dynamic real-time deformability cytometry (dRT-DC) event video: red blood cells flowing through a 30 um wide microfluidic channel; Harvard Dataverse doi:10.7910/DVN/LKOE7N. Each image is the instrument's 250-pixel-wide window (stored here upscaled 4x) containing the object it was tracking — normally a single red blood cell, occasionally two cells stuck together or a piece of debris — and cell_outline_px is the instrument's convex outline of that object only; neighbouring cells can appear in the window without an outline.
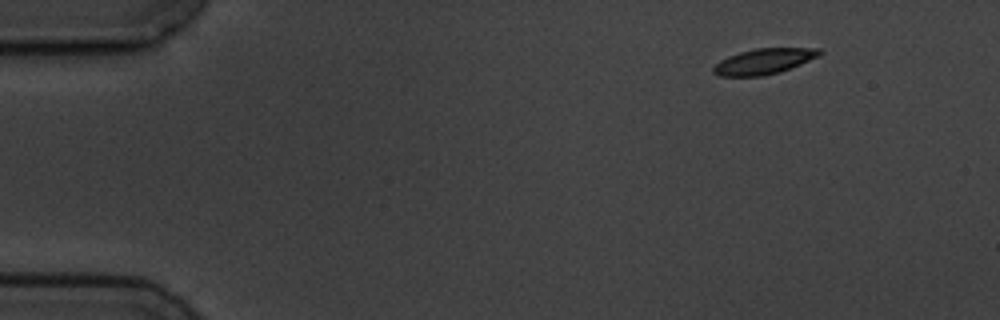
{"species": "common noctule bat (a hibernating species)", "species_latin": "Nyctalus noctula", "temperature_condition": "cold", "stored_images_in_passage": 4, "camera_frame_rate_fps": 3000, "um_per_image_px": 0.085, "animal": {"sex": "male", "body_mass_g": 19.5, "forearm_length_mm": 54.6}, "frame": {"image": 1, "passage_image": 1, "time_ms": 0.0, "image_size_px": [1000, 320], "cell_outline_px": [[824, 52], [800, 64], [780, 72], [764, 76], [720, 76], [712, 72], [712, 68], [720, 60], [728, 56], [740, 52], [756, 48], [820, 48]], "centroid_in_image_um": [64.9, 5.21], "position_along_channel_um": 20.1, "area_um2": 15.72}}
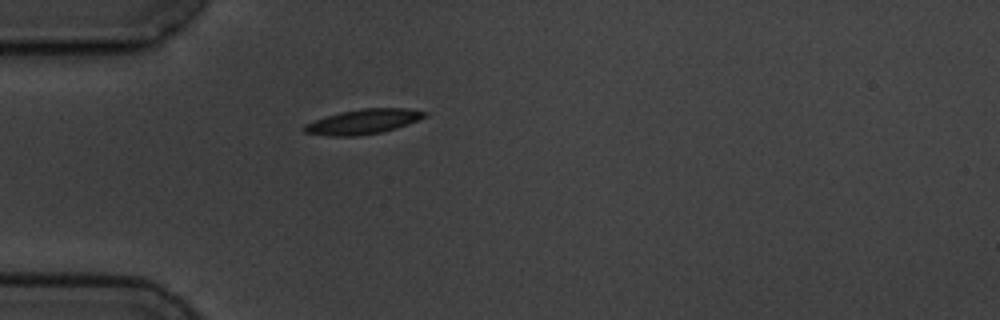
{"frame": {"image": 2, "passage_image": 4, "time_ms": 3.333, "image_size_px": [1000, 320], "cell_outline_px": [[428, 116], [408, 124], [396, 128], [380, 132], [356, 136], [332, 136], [304, 132], [300, 128], [304, 124], [340, 112], [360, 108], [408, 108], [428, 112]], "centroid_in_image_um": [30.89, 10.33], "position_along_channel_um": 54.1, "area_um2": 17.4}}